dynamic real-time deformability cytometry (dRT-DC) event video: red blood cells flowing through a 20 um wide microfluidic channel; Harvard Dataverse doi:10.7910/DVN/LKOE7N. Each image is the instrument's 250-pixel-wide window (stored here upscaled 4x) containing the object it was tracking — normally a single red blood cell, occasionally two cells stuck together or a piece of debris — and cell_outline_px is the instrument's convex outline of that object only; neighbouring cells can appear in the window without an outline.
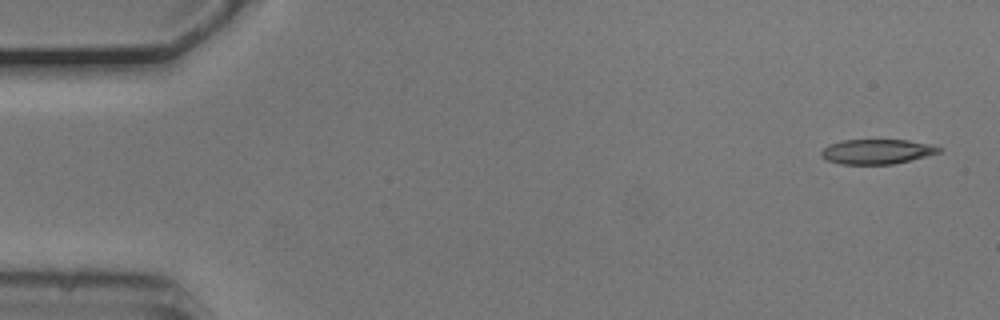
{"species": "common noctule bat (a hibernating species)", "species_latin": "Nyctalus noctula", "temperature_condition": "cold", "stored_images_in_passage": 4, "camera_frame_rate_fps": 3000, "um_per_image_px": 0.085, "animal": {"sex": "male", "body_mass_g": 20.5, "forearm_length_mm": 52.5}, "frame": {"image": 1, "passage_image": 1, "time_ms": 0.0, "image_size_px": [1000, 320], "cell_outline_px": [[944, 148], [940, 152], [892, 164], [840, 164], [828, 160], [820, 156], [820, 152], [828, 144], [840, 140], [908, 140], [932, 144]], "centroid_in_image_um": [74.51, 12.87], "position_along_channel_um": 10.5, "area_um2": 16.99}}
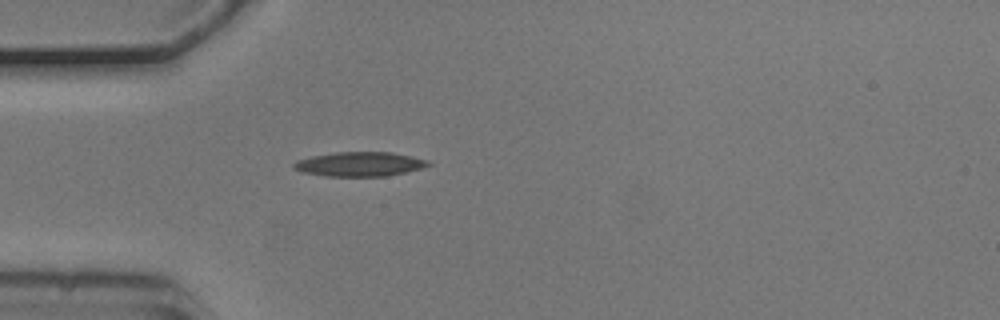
{"frame": {"image": 2, "passage_image": 4, "time_ms": 1.0, "image_size_px": [1000, 320], "cell_outline_px": [[432, 164], [420, 168], [388, 176], [324, 176], [300, 172], [292, 168], [292, 164], [296, 160], [312, 156], [336, 152], [392, 152], [412, 156], [428, 160]], "centroid_in_image_um": [30.52, 13.95], "position_along_channel_um": 54.5, "area_um2": 19.19}}